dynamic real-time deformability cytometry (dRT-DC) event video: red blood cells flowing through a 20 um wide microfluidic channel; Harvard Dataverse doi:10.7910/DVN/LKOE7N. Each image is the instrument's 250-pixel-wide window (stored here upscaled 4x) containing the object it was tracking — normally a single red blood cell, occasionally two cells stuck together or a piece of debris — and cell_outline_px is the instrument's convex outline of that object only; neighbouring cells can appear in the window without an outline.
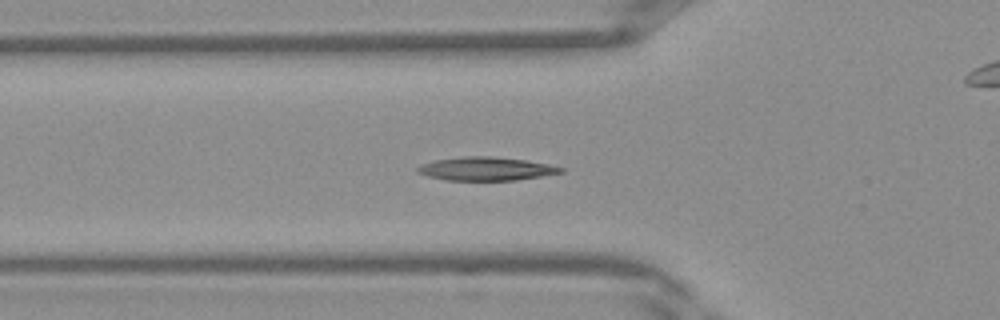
{"species": "Egyptian fruit bat (a non-hibernating species)", "species_latin": "Rousettus aegyptiacus", "temperature_condition": "warm", "stored_images_in_passage": 34, "camera_frame_rate_fps": 3000, "um_per_image_px": 0.085, "frame": {"image": 1, "passage_image": 11, "time_ms": 3.333, "image_size_px": [1000, 320], "cell_outline_px": [[564, 172], [516, 180], [444, 180], [428, 176], [416, 172], [416, 168], [420, 164], [436, 160], [464, 156], [492, 156], [524, 160], [548, 164], [564, 168]], "centroid_in_image_um": [41.27, 14.34], "position_along_channel_um": 84.5, "area_um2": 19.48}}
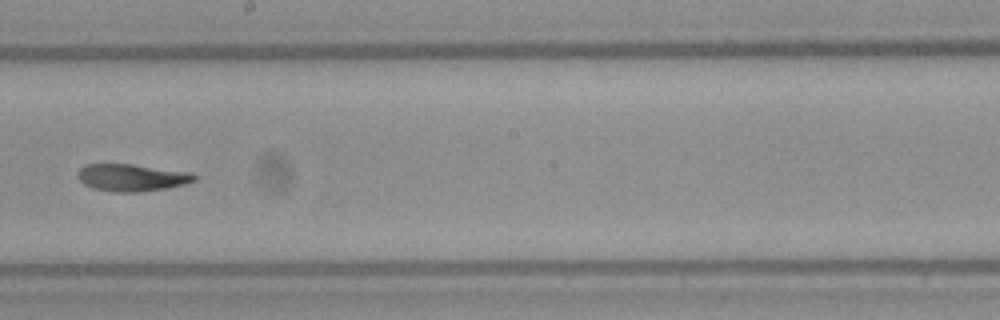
{"frame": {"image": 2, "passage_image": 20, "time_ms": 6.333, "image_size_px": [1000, 320], "cell_outline_px": [[196, 180], [184, 184], [168, 188], [140, 192], [112, 192], [92, 188], [84, 184], [80, 180], [76, 172], [84, 164], [132, 164], [192, 172], [196, 176]], "centroid_in_image_um": [11.19, 15.09], "position_along_channel_um": 237.0, "area_um2": 18.67}}
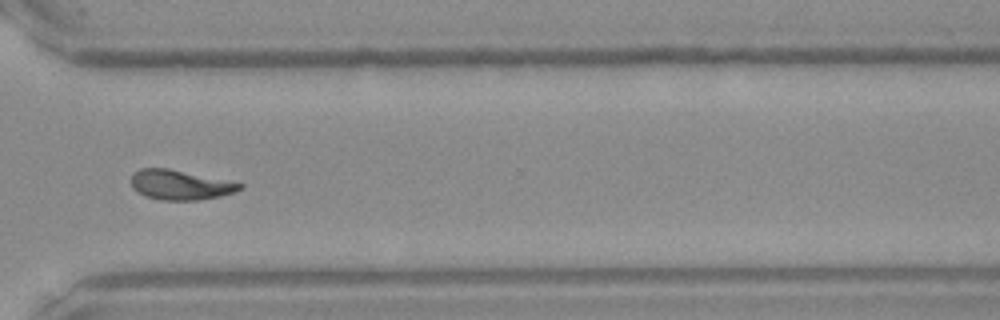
{"frame": {"image": 3, "passage_image": 27, "time_ms": 8.667, "image_size_px": [1000, 320], "cell_outline_px": [[244, 188], [236, 192], [220, 196], [200, 200], [160, 200], [148, 196], [132, 188], [132, 172], [140, 168], [168, 168], [244, 184]], "centroid_in_image_um": [15.33, 15.71], "position_along_channel_um": 355.3, "area_um2": 18.73}}